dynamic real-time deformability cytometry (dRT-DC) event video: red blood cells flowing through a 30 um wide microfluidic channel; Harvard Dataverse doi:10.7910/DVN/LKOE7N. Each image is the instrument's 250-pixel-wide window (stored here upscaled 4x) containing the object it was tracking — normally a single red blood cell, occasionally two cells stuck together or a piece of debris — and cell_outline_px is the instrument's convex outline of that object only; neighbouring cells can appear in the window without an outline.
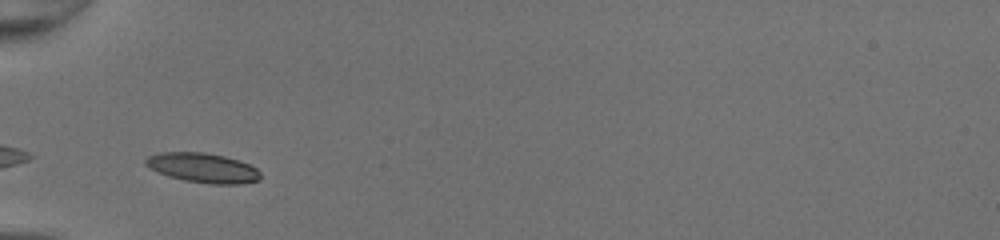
{"species": "common noctule bat (a hibernating species)", "species_latin": "Nyctalus noctula", "temperature_condition": "room temperature", "stored_images_in_passage": 16, "camera_frame_rate_fps": 3000, "um_per_image_px": 0.085, "animal": {"sex": "female", "body_mass_g": 20.0, "forearm_length_mm": 54.0}, "frame": {"image": 1, "passage_image": 1, "time_ms": 0.0, "image_size_px": [1000, 240], "cell_outline_px": [[260, 180], [240, 184], [212, 184], [184, 180], [168, 176], [148, 168], [144, 164], [144, 160], [148, 156], [160, 152], [204, 152], [224, 156], [240, 160], [256, 168], [260, 172]], "centroid_in_image_um": [17.23, 14.26], "position_along_channel_um": 67.8, "area_um2": 19.94}}
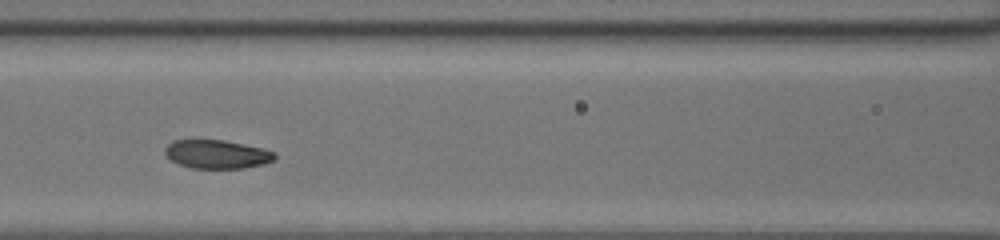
{"frame": {"image": 2, "passage_image": 7, "time_ms": 2.0, "image_size_px": [1000, 240], "cell_outline_px": [[276, 156], [272, 160], [264, 164], [244, 168], [192, 168], [180, 164], [172, 160], [164, 152], [164, 148], [172, 140], [192, 136], [224, 140], [264, 148], [276, 152]], "centroid_in_image_um": [18.39, 13.05], "position_along_channel_um": 148.2, "area_um2": 19.02}}
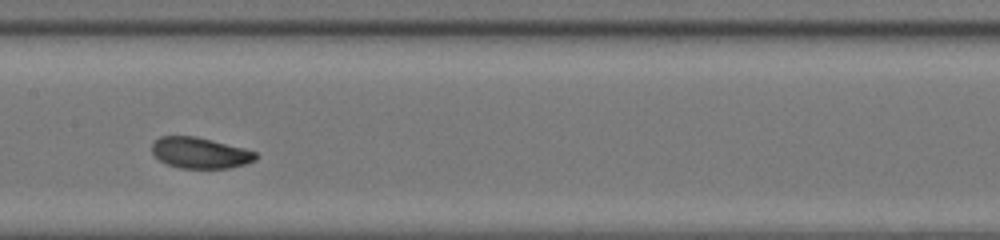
{"frame": {"image": 3, "passage_image": 10, "time_ms": 3.0, "image_size_px": [1000, 240], "cell_outline_px": [[260, 156], [256, 160], [244, 164], [228, 168], [180, 168], [168, 164], [160, 160], [152, 152], [152, 144], [160, 136], [196, 136], [244, 148], [256, 152]], "centroid_in_image_um": [17.03, 12.99], "position_along_channel_um": 190.4, "area_um2": 18.67}}